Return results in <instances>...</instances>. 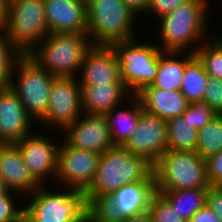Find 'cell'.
<instances>
[{
	"mask_svg": "<svg viewBox=\"0 0 222 222\" xmlns=\"http://www.w3.org/2000/svg\"><path fill=\"white\" fill-rule=\"evenodd\" d=\"M141 181H154L153 165L124 146L114 145L100 156L94 180L84 192L87 205L94 212L123 185Z\"/></svg>",
	"mask_w": 222,
	"mask_h": 222,
	"instance_id": "1",
	"label": "cell"
},
{
	"mask_svg": "<svg viewBox=\"0 0 222 222\" xmlns=\"http://www.w3.org/2000/svg\"><path fill=\"white\" fill-rule=\"evenodd\" d=\"M210 0H191L178 6L170 13L160 17L156 23L159 28L156 45L162 51L193 52L215 32L211 27ZM210 8V10H209ZM211 11V12H209Z\"/></svg>",
	"mask_w": 222,
	"mask_h": 222,
	"instance_id": "2",
	"label": "cell"
},
{
	"mask_svg": "<svg viewBox=\"0 0 222 222\" xmlns=\"http://www.w3.org/2000/svg\"><path fill=\"white\" fill-rule=\"evenodd\" d=\"M49 186L40 185L24 198V222H94V212L88 207L84 192Z\"/></svg>",
	"mask_w": 222,
	"mask_h": 222,
	"instance_id": "3",
	"label": "cell"
},
{
	"mask_svg": "<svg viewBox=\"0 0 222 222\" xmlns=\"http://www.w3.org/2000/svg\"><path fill=\"white\" fill-rule=\"evenodd\" d=\"M86 1L88 21L86 34L93 45H111L118 41L137 38L136 29L141 19L124 0Z\"/></svg>",
	"mask_w": 222,
	"mask_h": 222,
	"instance_id": "4",
	"label": "cell"
},
{
	"mask_svg": "<svg viewBox=\"0 0 222 222\" xmlns=\"http://www.w3.org/2000/svg\"><path fill=\"white\" fill-rule=\"evenodd\" d=\"M92 45L87 34L49 33L28 56L56 78L77 77Z\"/></svg>",
	"mask_w": 222,
	"mask_h": 222,
	"instance_id": "5",
	"label": "cell"
},
{
	"mask_svg": "<svg viewBox=\"0 0 222 222\" xmlns=\"http://www.w3.org/2000/svg\"><path fill=\"white\" fill-rule=\"evenodd\" d=\"M156 191L209 188L207 161L196 151L167 150L153 165Z\"/></svg>",
	"mask_w": 222,
	"mask_h": 222,
	"instance_id": "6",
	"label": "cell"
},
{
	"mask_svg": "<svg viewBox=\"0 0 222 222\" xmlns=\"http://www.w3.org/2000/svg\"><path fill=\"white\" fill-rule=\"evenodd\" d=\"M132 39L112 43L119 64V77L131 95L152 84L158 70V58L163 52L155 42Z\"/></svg>",
	"mask_w": 222,
	"mask_h": 222,
	"instance_id": "7",
	"label": "cell"
},
{
	"mask_svg": "<svg viewBox=\"0 0 222 222\" xmlns=\"http://www.w3.org/2000/svg\"><path fill=\"white\" fill-rule=\"evenodd\" d=\"M55 79L28 55H23L14 67L9 87L18 95L35 124L39 125L46 118Z\"/></svg>",
	"mask_w": 222,
	"mask_h": 222,
	"instance_id": "8",
	"label": "cell"
},
{
	"mask_svg": "<svg viewBox=\"0 0 222 222\" xmlns=\"http://www.w3.org/2000/svg\"><path fill=\"white\" fill-rule=\"evenodd\" d=\"M1 31L23 55H28L49 34L43 0H9Z\"/></svg>",
	"mask_w": 222,
	"mask_h": 222,
	"instance_id": "9",
	"label": "cell"
},
{
	"mask_svg": "<svg viewBox=\"0 0 222 222\" xmlns=\"http://www.w3.org/2000/svg\"><path fill=\"white\" fill-rule=\"evenodd\" d=\"M84 114L81 85L76 77L56 78L51 87L46 118L37 125L52 133L61 131ZM52 130H55L52 132Z\"/></svg>",
	"mask_w": 222,
	"mask_h": 222,
	"instance_id": "10",
	"label": "cell"
},
{
	"mask_svg": "<svg viewBox=\"0 0 222 222\" xmlns=\"http://www.w3.org/2000/svg\"><path fill=\"white\" fill-rule=\"evenodd\" d=\"M48 135L37 129L16 143L29 173L40 185L55 183L58 151L62 143V138L59 140L57 135L56 138L54 134Z\"/></svg>",
	"mask_w": 222,
	"mask_h": 222,
	"instance_id": "11",
	"label": "cell"
},
{
	"mask_svg": "<svg viewBox=\"0 0 222 222\" xmlns=\"http://www.w3.org/2000/svg\"><path fill=\"white\" fill-rule=\"evenodd\" d=\"M100 156L95 151L70 147L62 139L54 185L85 192L94 180Z\"/></svg>",
	"mask_w": 222,
	"mask_h": 222,
	"instance_id": "12",
	"label": "cell"
},
{
	"mask_svg": "<svg viewBox=\"0 0 222 222\" xmlns=\"http://www.w3.org/2000/svg\"><path fill=\"white\" fill-rule=\"evenodd\" d=\"M155 192L154 181L123 185L94 211V222H117L146 211Z\"/></svg>",
	"mask_w": 222,
	"mask_h": 222,
	"instance_id": "13",
	"label": "cell"
},
{
	"mask_svg": "<svg viewBox=\"0 0 222 222\" xmlns=\"http://www.w3.org/2000/svg\"><path fill=\"white\" fill-rule=\"evenodd\" d=\"M167 132L166 120L142 109L135 131L123 146L154 165L167 151Z\"/></svg>",
	"mask_w": 222,
	"mask_h": 222,
	"instance_id": "14",
	"label": "cell"
},
{
	"mask_svg": "<svg viewBox=\"0 0 222 222\" xmlns=\"http://www.w3.org/2000/svg\"><path fill=\"white\" fill-rule=\"evenodd\" d=\"M62 139L75 149L104 153L114 146L105 115L84 113L61 131Z\"/></svg>",
	"mask_w": 222,
	"mask_h": 222,
	"instance_id": "15",
	"label": "cell"
},
{
	"mask_svg": "<svg viewBox=\"0 0 222 222\" xmlns=\"http://www.w3.org/2000/svg\"><path fill=\"white\" fill-rule=\"evenodd\" d=\"M34 125L18 95L9 86L0 88V141L17 143L38 128Z\"/></svg>",
	"mask_w": 222,
	"mask_h": 222,
	"instance_id": "16",
	"label": "cell"
},
{
	"mask_svg": "<svg viewBox=\"0 0 222 222\" xmlns=\"http://www.w3.org/2000/svg\"><path fill=\"white\" fill-rule=\"evenodd\" d=\"M80 84H124L111 45H92L85 54L76 77Z\"/></svg>",
	"mask_w": 222,
	"mask_h": 222,
	"instance_id": "17",
	"label": "cell"
},
{
	"mask_svg": "<svg viewBox=\"0 0 222 222\" xmlns=\"http://www.w3.org/2000/svg\"><path fill=\"white\" fill-rule=\"evenodd\" d=\"M49 33L86 34V0H43Z\"/></svg>",
	"mask_w": 222,
	"mask_h": 222,
	"instance_id": "18",
	"label": "cell"
},
{
	"mask_svg": "<svg viewBox=\"0 0 222 222\" xmlns=\"http://www.w3.org/2000/svg\"><path fill=\"white\" fill-rule=\"evenodd\" d=\"M0 177L10 191L22 198L33 193L40 184L32 177L16 143L0 146Z\"/></svg>",
	"mask_w": 222,
	"mask_h": 222,
	"instance_id": "19",
	"label": "cell"
},
{
	"mask_svg": "<svg viewBox=\"0 0 222 222\" xmlns=\"http://www.w3.org/2000/svg\"><path fill=\"white\" fill-rule=\"evenodd\" d=\"M83 112L106 115L122 105L131 94L124 84H80Z\"/></svg>",
	"mask_w": 222,
	"mask_h": 222,
	"instance_id": "20",
	"label": "cell"
},
{
	"mask_svg": "<svg viewBox=\"0 0 222 222\" xmlns=\"http://www.w3.org/2000/svg\"><path fill=\"white\" fill-rule=\"evenodd\" d=\"M136 96L145 111L166 121L182 116L190 104L181 91L163 90L152 85L144 87Z\"/></svg>",
	"mask_w": 222,
	"mask_h": 222,
	"instance_id": "21",
	"label": "cell"
},
{
	"mask_svg": "<svg viewBox=\"0 0 222 222\" xmlns=\"http://www.w3.org/2000/svg\"><path fill=\"white\" fill-rule=\"evenodd\" d=\"M193 52L163 51L158 58V70L152 86L180 91L186 65L195 57Z\"/></svg>",
	"mask_w": 222,
	"mask_h": 222,
	"instance_id": "22",
	"label": "cell"
},
{
	"mask_svg": "<svg viewBox=\"0 0 222 222\" xmlns=\"http://www.w3.org/2000/svg\"><path fill=\"white\" fill-rule=\"evenodd\" d=\"M142 109V104L137 96L131 95L122 103V106L119 105L113 108L105 115L108 120L111 139L114 145L123 146L126 143L137 127L139 114Z\"/></svg>",
	"mask_w": 222,
	"mask_h": 222,
	"instance_id": "23",
	"label": "cell"
},
{
	"mask_svg": "<svg viewBox=\"0 0 222 222\" xmlns=\"http://www.w3.org/2000/svg\"><path fill=\"white\" fill-rule=\"evenodd\" d=\"M208 188L181 189L175 191H156L189 222L191 217L207 202Z\"/></svg>",
	"mask_w": 222,
	"mask_h": 222,
	"instance_id": "24",
	"label": "cell"
},
{
	"mask_svg": "<svg viewBox=\"0 0 222 222\" xmlns=\"http://www.w3.org/2000/svg\"><path fill=\"white\" fill-rule=\"evenodd\" d=\"M167 150L195 151L198 130L183 116L167 120Z\"/></svg>",
	"mask_w": 222,
	"mask_h": 222,
	"instance_id": "25",
	"label": "cell"
},
{
	"mask_svg": "<svg viewBox=\"0 0 222 222\" xmlns=\"http://www.w3.org/2000/svg\"><path fill=\"white\" fill-rule=\"evenodd\" d=\"M208 81L209 76L205 71L204 65L195 56L186 65L180 91L189 103L203 100Z\"/></svg>",
	"mask_w": 222,
	"mask_h": 222,
	"instance_id": "26",
	"label": "cell"
},
{
	"mask_svg": "<svg viewBox=\"0 0 222 222\" xmlns=\"http://www.w3.org/2000/svg\"><path fill=\"white\" fill-rule=\"evenodd\" d=\"M195 55L204 65L209 77L222 79V37L214 33L196 50Z\"/></svg>",
	"mask_w": 222,
	"mask_h": 222,
	"instance_id": "27",
	"label": "cell"
},
{
	"mask_svg": "<svg viewBox=\"0 0 222 222\" xmlns=\"http://www.w3.org/2000/svg\"><path fill=\"white\" fill-rule=\"evenodd\" d=\"M222 150V115H215L202 129L198 130L196 152L207 159Z\"/></svg>",
	"mask_w": 222,
	"mask_h": 222,
	"instance_id": "28",
	"label": "cell"
},
{
	"mask_svg": "<svg viewBox=\"0 0 222 222\" xmlns=\"http://www.w3.org/2000/svg\"><path fill=\"white\" fill-rule=\"evenodd\" d=\"M22 56L0 30V88L9 86L14 67Z\"/></svg>",
	"mask_w": 222,
	"mask_h": 222,
	"instance_id": "29",
	"label": "cell"
},
{
	"mask_svg": "<svg viewBox=\"0 0 222 222\" xmlns=\"http://www.w3.org/2000/svg\"><path fill=\"white\" fill-rule=\"evenodd\" d=\"M148 211L153 222H186L182 215L157 192H155L149 201Z\"/></svg>",
	"mask_w": 222,
	"mask_h": 222,
	"instance_id": "30",
	"label": "cell"
},
{
	"mask_svg": "<svg viewBox=\"0 0 222 222\" xmlns=\"http://www.w3.org/2000/svg\"><path fill=\"white\" fill-rule=\"evenodd\" d=\"M21 197L22 196L19 193L13 191H9L7 194L0 197V222L23 221L24 205L22 200H24V198Z\"/></svg>",
	"mask_w": 222,
	"mask_h": 222,
	"instance_id": "31",
	"label": "cell"
},
{
	"mask_svg": "<svg viewBox=\"0 0 222 222\" xmlns=\"http://www.w3.org/2000/svg\"><path fill=\"white\" fill-rule=\"evenodd\" d=\"M217 115L204 100L195 101L189 104L182 114L184 118L193 124L197 130L207 125Z\"/></svg>",
	"mask_w": 222,
	"mask_h": 222,
	"instance_id": "32",
	"label": "cell"
},
{
	"mask_svg": "<svg viewBox=\"0 0 222 222\" xmlns=\"http://www.w3.org/2000/svg\"><path fill=\"white\" fill-rule=\"evenodd\" d=\"M203 100L217 115H222V79L209 77Z\"/></svg>",
	"mask_w": 222,
	"mask_h": 222,
	"instance_id": "33",
	"label": "cell"
},
{
	"mask_svg": "<svg viewBox=\"0 0 222 222\" xmlns=\"http://www.w3.org/2000/svg\"><path fill=\"white\" fill-rule=\"evenodd\" d=\"M191 0H151L150 6L148 7L145 15H150L151 18L159 19L160 17L170 13L178 6L183 5ZM153 16V17H152ZM157 16V17H156Z\"/></svg>",
	"mask_w": 222,
	"mask_h": 222,
	"instance_id": "34",
	"label": "cell"
},
{
	"mask_svg": "<svg viewBox=\"0 0 222 222\" xmlns=\"http://www.w3.org/2000/svg\"><path fill=\"white\" fill-rule=\"evenodd\" d=\"M208 180L211 186L222 184V150L207 159Z\"/></svg>",
	"mask_w": 222,
	"mask_h": 222,
	"instance_id": "35",
	"label": "cell"
},
{
	"mask_svg": "<svg viewBox=\"0 0 222 222\" xmlns=\"http://www.w3.org/2000/svg\"><path fill=\"white\" fill-rule=\"evenodd\" d=\"M206 203L222 222V189L219 186L208 188Z\"/></svg>",
	"mask_w": 222,
	"mask_h": 222,
	"instance_id": "36",
	"label": "cell"
},
{
	"mask_svg": "<svg viewBox=\"0 0 222 222\" xmlns=\"http://www.w3.org/2000/svg\"><path fill=\"white\" fill-rule=\"evenodd\" d=\"M189 222H221V220L206 203L191 217Z\"/></svg>",
	"mask_w": 222,
	"mask_h": 222,
	"instance_id": "37",
	"label": "cell"
},
{
	"mask_svg": "<svg viewBox=\"0 0 222 222\" xmlns=\"http://www.w3.org/2000/svg\"><path fill=\"white\" fill-rule=\"evenodd\" d=\"M124 2L140 17V19L146 18L143 14L146 13L148 7L150 6L151 0H124Z\"/></svg>",
	"mask_w": 222,
	"mask_h": 222,
	"instance_id": "38",
	"label": "cell"
},
{
	"mask_svg": "<svg viewBox=\"0 0 222 222\" xmlns=\"http://www.w3.org/2000/svg\"><path fill=\"white\" fill-rule=\"evenodd\" d=\"M117 222H153V221L149 211L146 210L141 213L122 218Z\"/></svg>",
	"mask_w": 222,
	"mask_h": 222,
	"instance_id": "39",
	"label": "cell"
},
{
	"mask_svg": "<svg viewBox=\"0 0 222 222\" xmlns=\"http://www.w3.org/2000/svg\"><path fill=\"white\" fill-rule=\"evenodd\" d=\"M9 0H0V30L5 25Z\"/></svg>",
	"mask_w": 222,
	"mask_h": 222,
	"instance_id": "40",
	"label": "cell"
},
{
	"mask_svg": "<svg viewBox=\"0 0 222 222\" xmlns=\"http://www.w3.org/2000/svg\"><path fill=\"white\" fill-rule=\"evenodd\" d=\"M10 190L8 189L6 183L0 177V197L7 194Z\"/></svg>",
	"mask_w": 222,
	"mask_h": 222,
	"instance_id": "41",
	"label": "cell"
},
{
	"mask_svg": "<svg viewBox=\"0 0 222 222\" xmlns=\"http://www.w3.org/2000/svg\"><path fill=\"white\" fill-rule=\"evenodd\" d=\"M218 2H220L221 4H219V6H221L222 7V0H219Z\"/></svg>",
	"mask_w": 222,
	"mask_h": 222,
	"instance_id": "42",
	"label": "cell"
}]
</instances>
